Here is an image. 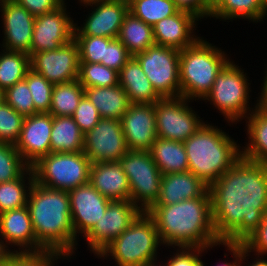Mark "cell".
I'll return each instance as SVG.
<instances>
[{
    "label": "cell",
    "mask_w": 267,
    "mask_h": 266,
    "mask_svg": "<svg viewBox=\"0 0 267 266\" xmlns=\"http://www.w3.org/2000/svg\"><path fill=\"white\" fill-rule=\"evenodd\" d=\"M209 193L216 236L226 244H242L267 213V164L241 157Z\"/></svg>",
    "instance_id": "obj_1"
},
{
    "label": "cell",
    "mask_w": 267,
    "mask_h": 266,
    "mask_svg": "<svg viewBox=\"0 0 267 266\" xmlns=\"http://www.w3.org/2000/svg\"><path fill=\"white\" fill-rule=\"evenodd\" d=\"M147 213L154 219L160 240L167 247L212 249L222 243L213 226L211 197L152 206Z\"/></svg>",
    "instance_id": "obj_2"
},
{
    "label": "cell",
    "mask_w": 267,
    "mask_h": 266,
    "mask_svg": "<svg viewBox=\"0 0 267 266\" xmlns=\"http://www.w3.org/2000/svg\"><path fill=\"white\" fill-rule=\"evenodd\" d=\"M26 206L37 242L45 250L71 258L78 239L72 226L68 191L44 187L34 181Z\"/></svg>",
    "instance_id": "obj_3"
},
{
    "label": "cell",
    "mask_w": 267,
    "mask_h": 266,
    "mask_svg": "<svg viewBox=\"0 0 267 266\" xmlns=\"http://www.w3.org/2000/svg\"><path fill=\"white\" fill-rule=\"evenodd\" d=\"M183 144L188 170L208 186L241 158V146L218 126L206 122Z\"/></svg>",
    "instance_id": "obj_4"
},
{
    "label": "cell",
    "mask_w": 267,
    "mask_h": 266,
    "mask_svg": "<svg viewBox=\"0 0 267 266\" xmlns=\"http://www.w3.org/2000/svg\"><path fill=\"white\" fill-rule=\"evenodd\" d=\"M225 51L201 37L191 46L180 50V96L202 100L211 90L216 75L230 61Z\"/></svg>",
    "instance_id": "obj_5"
},
{
    "label": "cell",
    "mask_w": 267,
    "mask_h": 266,
    "mask_svg": "<svg viewBox=\"0 0 267 266\" xmlns=\"http://www.w3.org/2000/svg\"><path fill=\"white\" fill-rule=\"evenodd\" d=\"M163 245L154 219L142 211L131 225L97 256L111 258L117 266H145L157 260V250Z\"/></svg>",
    "instance_id": "obj_6"
},
{
    "label": "cell",
    "mask_w": 267,
    "mask_h": 266,
    "mask_svg": "<svg viewBox=\"0 0 267 266\" xmlns=\"http://www.w3.org/2000/svg\"><path fill=\"white\" fill-rule=\"evenodd\" d=\"M244 73V69L230 60L216 75L211 90L202 99L210 101L228 123H238L258 106L256 103L255 107L250 108L248 104L251 83L248 82L247 73Z\"/></svg>",
    "instance_id": "obj_7"
},
{
    "label": "cell",
    "mask_w": 267,
    "mask_h": 266,
    "mask_svg": "<svg viewBox=\"0 0 267 266\" xmlns=\"http://www.w3.org/2000/svg\"><path fill=\"white\" fill-rule=\"evenodd\" d=\"M31 168L39 185L69 191L89 182L91 161L83 151L49 153Z\"/></svg>",
    "instance_id": "obj_8"
},
{
    "label": "cell",
    "mask_w": 267,
    "mask_h": 266,
    "mask_svg": "<svg viewBox=\"0 0 267 266\" xmlns=\"http://www.w3.org/2000/svg\"><path fill=\"white\" fill-rule=\"evenodd\" d=\"M118 162L127 175L130 200L141 211L147 212L160 196L162 178L150 151L128 150Z\"/></svg>",
    "instance_id": "obj_9"
},
{
    "label": "cell",
    "mask_w": 267,
    "mask_h": 266,
    "mask_svg": "<svg viewBox=\"0 0 267 266\" xmlns=\"http://www.w3.org/2000/svg\"><path fill=\"white\" fill-rule=\"evenodd\" d=\"M179 56L180 50L155 44L133 57L155 91L165 98L180 96Z\"/></svg>",
    "instance_id": "obj_10"
},
{
    "label": "cell",
    "mask_w": 267,
    "mask_h": 266,
    "mask_svg": "<svg viewBox=\"0 0 267 266\" xmlns=\"http://www.w3.org/2000/svg\"><path fill=\"white\" fill-rule=\"evenodd\" d=\"M185 97H165L156 101V132L161 139L184 142L193 135L204 121L192 110Z\"/></svg>",
    "instance_id": "obj_11"
},
{
    "label": "cell",
    "mask_w": 267,
    "mask_h": 266,
    "mask_svg": "<svg viewBox=\"0 0 267 266\" xmlns=\"http://www.w3.org/2000/svg\"><path fill=\"white\" fill-rule=\"evenodd\" d=\"M142 211L131 201H111L100 220L83 237L94 255H98L120 236Z\"/></svg>",
    "instance_id": "obj_12"
},
{
    "label": "cell",
    "mask_w": 267,
    "mask_h": 266,
    "mask_svg": "<svg viewBox=\"0 0 267 266\" xmlns=\"http://www.w3.org/2000/svg\"><path fill=\"white\" fill-rule=\"evenodd\" d=\"M65 1L55 10L35 17L30 56L59 49L74 39L75 23Z\"/></svg>",
    "instance_id": "obj_13"
},
{
    "label": "cell",
    "mask_w": 267,
    "mask_h": 266,
    "mask_svg": "<svg viewBox=\"0 0 267 266\" xmlns=\"http://www.w3.org/2000/svg\"><path fill=\"white\" fill-rule=\"evenodd\" d=\"M127 151L120 120L101 118L84 134L83 152L91 163L118 161Z\"/></svg>",
    "instance_id": "obj_14"
},
{
    "label": "cell",
    "mask_w": 267,
    "mask_h": 266,
    "mask_svg": "<svg viewBox=\"0 0 267 266\" xmlns=\"http://www.w3.org/2000/svg\"><path fill=\"white\" fill-rule=\"evenodd\" d=\"M31 69L53 84L68 83L79 77V50L74 39L56 50L30 56Z\"/></svg>",
    "instance_id": "obj_15"
},
{
    "label": "cell",
    "mask_w": 267,
    "mask_h": 266,
    "mask_svg": "<svg viewBox=\"0 0 267 266\" xmlns=\"http://www.w3.org/2000/svg\"><path fill=\"white\" fill-rule=\"evenodd\" d=\"M68 196L75 238L80 233L84 237L100 220L111 201L89 182L69 190Z\"/></svg>",
    "instance_id": "obj_16"
},
{
    "label": "cell",
    "mask_w": 267,
    "mask_h": 266,
    "mask_svg": "<svg viewBox=\"0 0 267 266\" xmlns=\"http://www.w3.org/2000/svg\"><path fill=\"white\" fill-rule=\"evenodd\" d=\"M0 12L4 29L1 48L30 56L35 17L15 0H0Z\"/></svg>",
    "instance_id": "obj_17"
},
{
    "label": "cell",
    "mask_w": 267,
    "mask_h": 266,
    "mask_svg": "<svg viewBox=\"0 0 267 266\" xmlns=\"http://www.w3.org/2000/svg\"><path fill=\"white\" fill-rule=\"evenodd\" d=\"M87 6L94 7L82 26L75 23L74 36L118 38L121 25L129 12L128 0L85 4Z\"/></svg>",
    "instance_id": "obj_18"
},
{
    "label": "cell",
    "mask_w": 267,
    "mask_h": 266,
    "mask_svg": "<svg viewBox=\"0 0 267 266\" xmlns=\"http://www.w3.org/2000/svg\"><path fill=\"white\" fill-rule=\"evenodd\" d=\"M52 124L53 116L50 113H36L24 118L15 147L29 167L51 153Z\"/></svg>",
    "instance_id": "obj_19"
},
{
    "label": "cell",
    "mask_w": 267,
    "mask_h": 266,
    "mask_svg": "<svg viewBox=\"0 0 267 266\" xmlns=\"http://www.w3.org/2000/svg\"><path fill=\"white\" fill-rule=\"evenodd\" d=\"M155 104H131L120 119L128 150L149 151L156 140Z\"/></svg>",
    "instance_id": "obj_20"
},
{
    "label": "cell",
    "mask_w": 267,
    "mask_h": 266,
    "mask_svg": "<svg viewBox=\"0 0 267 266\" xmlns=\"http://www.w3.org/2000/svg\"><path fill=\"white\" fill-rule=\"evenodd\" d=\"M0 237L4 247L9 252H40L45 250L35 238L27 206L0 214ZM8 245L17 246L19 250H9Z\"/></svg>",
    "instance_id": "obj_21"
},
{
    "label": "cell",
    "mask_w": 267,
    "mask_h": 266,
    "mask_svg": "<svg viewBox=\"0 0 267 266\" xmlns=\"http://www.w3.org/2000/svg\"><path fill=\"white\" fill-rule=\"evenodd\" d=\"M199 20L194 14L183 10L162 19L152 26L155 44L177 50L193 45L200 38L194 31Z\"/></svg>",
    "instance_id": "obj_22"
},
{
    "label": "cell",
    "mask_w": 267,
    "mask_h": 266,
    "mask_svg": "<svg viewBox=\"0 0 267 266\" xmlns=\"http://www.w3.org/2000/svg\"><path fill=\"white\" fill-rule=\"evenodd\" d=\"M160 196L153 206L177 204L185 199L210 197L209 186L192 172L164 174Z\"/></svg>",
    "instance_id": "obj_23"
},
{
    "label": "cell",
    "mask_w": 267,
    "mask_h": 266,
    "mask_svg": "<svg viewBox=\"0 0 267 266\" xmlns=\"http://www.w3.org/2000/svg\"><path fill=\"white\" fill-rule=\"evenodd\" d=\"M89 183L110 201L130 200L127 175L118 161L91 163Z\"/></svg>",
    "instance_id": "obj_24"
},
{
    "label": "cell",
    "mask_w": 267,
    "mask_h": 266,
    "mask_svg": "<svg viewBox=\"0 0 267 266\" xmlns=\"http://www.w3.org/2000/svg\"><path fill=\"white\" fill-rule=\"evenodd\" d=\"M118 77L131 104H152L162 98L133 56L118 72Z\"/></svg>",
    "instance_id": "obj_25"
},
{
    "label": "cell",
    "mask_w": 267,
    "mask_h": 266,
    "mask_svg": "<svg viewBox=\"0 0 267 266\" xmlns=\"http://www.w3.org/2000/svg\"><path fill=\"white\" fill-rule=\"evenodd\" d=\"M84 94L96 107L101 118L120 120L131 105L127 93L119 84L84 88Z\"/></svg>",
    "instance_id": "obj_26"
},
{
    "label": "cell",
    "mask_w": 267,
    "mask_h": 266,
    "mask_svg": "<svg viewBox=\"0 0 267 266\" xmlns=\"http://www.w3.org/2000/svg\"><path fill=\"white\" fill-rule=\"evenodd\" d=\"M246 119L248 143L241 149V157L267 164V114L257 106Z\"/></svg>",
    "instance_id": "obj_27"
},
{
    "label": "cell",
    "mask_w": 267,
    "mask_h": 266,
    "mask_svg": "<svg viewBox=\"0 0 267 266\" xmlns=\"http://www.w3.org/2000/svg\"><path fill=\"white\" fill-rule=\"evenodd\" d=\"M149 151L162 175L188 171L183 142L157 137Z\"/></svg>",
    "instance_id": "obj_28"
},
{
    "label": "cell",
    "mask_w": 267,
    "mask_h": 266,
    "mask_svg": "<svg viewBox=\"0 0 267 266\" xmlns=\"http://www.w3.org/2000/svg\"><path fill=\"white\" fill-rule=\"evenodd\" d=\"M84 133L71 116H53L50 148L51 153L82 152Z\"/></svg>",
    "instance_id": "obj_29"
},
{
    "label": "cell",
    "mask_w": 267,
    "mask_h": 266,
    "mask_svg": "<svg viewBox=\"0 0 267 266\" xmlns=\"http://www.w3.org/2000/svg\"><path fill=\"white\" fill-rule=\"evenodd\" d=\"M267 16V0H221L212 10L210 18L233 21L237 18L252 22ZM233 19V20H232Z\"/></svg>",
    "instance_id": "obj_30"
},
{
    "label": "cell",
    "mask_w": 267,
    "mask_h": 266,
    "mask_svg": "<svg viewBox=\"0 0 267 266\" xmlns=\"http://www.w3.org/2000/svg\"><path fill=\"white\" fill-rule=\"evenodd\" d=\"M118 39L132 56L155 45L153 27L130 12L124 18Z\"/></svg>",
    "instance_id": "obj_31"
},
{
    "label": "cell",
    "mask_w": 267,
    "mask_h": 266,
    "mask_svg": "<svg viewBox=\"0 0 267 266\" xmlns=\"http://www.w3.org/2000/svg\"><path fill=\"white\" fill-rule=\"evenodd\" d=\"M34 181L33 170L29 167L19 178L0 183V214L25 207Z\"/></svg>",
    "instance_id": "obj_32"
},
{
    "label": "cell",
    "mask_w": 267,
    "mask_h": 266,
    "mask_svg": "<svg viewBox=\"0 0 267 266\" xmlns=\"http://www.w3.org/2000/svg\"><path fill=\"white\" fill-rule=\"evenodd\" d=\"M84 95V87L78 79L54 84L49 113L52 116H72Z\"/></svg>",
    "instance_id": "obj_33"
},
{
    "label": "cell",
    "mask_w": 267,
    "mask_h": 266,
    "mask_svg": "<svg viewBox=\"0 0 267 266\" xmlns=\"http://www.w3.org/2000/svg\"><path fill=\"white\" fill-rule=\"evenodd\" d=\"M30 69V56L27 53L2 49L0 52V88L5 91L16 82L24 80Z\"/></svg>",
    "instance_id": "obj_34"
},
{
    "label": "cell",
    "mask_w": 267,
    "mask_h": 266,
    "mask_svg": "<svg viewBox=\"0 0 267 266\" xmlns=\"http://www.w3.org/2000/svg\"><path fill=\"white\" fill-rule=\"evenodd\" d=\"M128 5L133 16L151 26L179 11L173 0H128Z\"/></svg>",
    "instance_id": "obj_35"
},
{
    "label": "cell",
    "mask_w": 267,
    "mask_h": 266,
    "mask_svg": "<svg viewBox=\"0 0 267 266\" xmlns=\"http://www.w3.org/2000/svg\"><path fill=\"white\" fill-rule=\"evenodd\" d=\"M78 80L84 88L111 87L119 84L118 72L100 63L80 62Z\"/></svg>",
    "instance_id": "obj_36"
},
{
    "label": "cell",
    "mask_w": 267,
    "mask_h": 266,
    "mask_svg": "<svg viewBox=\"0 0 267 266\" xmlns=\"http://www.w3.org/2000/svg\"><path fill=\"white\" fill-rule=\"evenodd\" d=\"M28 168L14 144L0 142V183L19 178Z\"/></svg>",
    "instance_id": "obj_37"
},
{
    "label": "cell",
    "mask_w": 267,
    "mask_h": 266,
    "mask_svg": "<svg viewBox=\"0 0 267 266\" xmlns=\"http://www.w3.org/2000/svg\"><path fill=\"white\" fill-rule=\"evenodd\" d=\"M35 106L36 113H49L51 106V97L54 84L47 81L42 75L35 73L30 69L24 79Z\"/></svg>",
    "instance_id": "obj_38"
},
{
    "label": "cell",
    "mask_w": 267,
    "mask_h": 266,
    "mask_svg": "<svg viewBox=\"0 0 267 266\" xmlns=\"http://www.w3.org/2000/svg\"><path fill=\"white\" fill-rule=\"evenodd\" d=\"M67 259L58 252H10L1 266H54L58 259Z\"/></svg>",
    "instance_id": "obj_39"
},
{
    "label": "cell",
    "mask_w": 267,
    "mask_h": 266,
    "mask_svg": "<svg viewBox=\"0 0 267 266\" xmlns=\"http://www.w3.org/2000/svg\"><path fill=\"white\" fill-rule=\"evenodd\" d=\"M24 116L17 113L5 101L0 104V142H17L24 122Z\"/></svg>",
    "instance_id": "obj_40"
},
{
    "label": "cell",
    "mask_w": 267,
    "mask_h": 266,
    "mask_svg": "<svg viewBox=\"0 0 267 266\" xmlns=\"http://www.w3.org/2000/svg\"><path fill=\"white\" fill-rule=\"evenodd\" d=\"M4 99L17 113L24 117L35 114V106L25 80L16 82L4 91Z\"/></svg>",
    "instance_id": "obj_41"
},
{
    "label": "cell",
    "mask_w": 267,
    "mask_h": 266,
    "mask_svg": "<svg viewBox=\"0 0 267 266\" xmlns=\"http://www.w3.org/2000/svg\"><path fill=\"white\" fill-rule=\"evenodd\" d=\"M111 39L98 36H74L80 62L100 63L104 59L105 44H109Z\"/></svg>",
    "instance_id": "obj_42"
},
{
    "label": "cell",
    "mask_w": 267,
    "mask_h": 266,
    "mask_svg": "<svg viewBox=\"0 0 267 266\" xmlns=\"http://www.w3.org/2000/svg\"><path fill=\"white\" fill-rule=\"evenodd\" d=\"M132 55L118 38H112L109 44H105L104 59L100 64L119 72L122 67L131 59Z\"/></svg>",
    "instance_id": "obj_43"
},
{
    "label": "cell",
    "mask_w": 267,
    "mask_h": 266,
    "mask_svg": "<svg viewBox=\"0 0 267 266\" xmlns=\"http://www.w3.org/2000/svg\"><path fill=\"white\" fill-rule=\"evenodd\" d=\"M71 117L84 134L91 130L101 119L98 110L86 95L82 97Z\"/></svg>",
    "instance_id": "obj_44"
},
{
    "label": "cell",
    "mask_w": 267,
    "mask_h": 266,
    "mask_svg": "<svg viewBox=\"0 0 267 266\" xmlns=\"http://www.w3.org/2000/svg\"><path fill=\"white\" fill-rule=\"evenodd\" d=\"M210 248H184L180 247L173 253L167 262V266H204L205 263L201 260L202 253Z\"/></svg>",
    "instance_id": "obj_45"
},
{
    "label": "cell",
    "mask_w": 267,
    "mask_h": 266,
    "mask_svg": "<svg viewBox=\"0 0 267 266\" xmlns=\"http://www.w3.org/2000/svg\"><path fill=\"white\" fill-rule=\"evenodd\" d=\"M248 252L258 256L267 255V213L257 229L242 243Z\"/></svg>",
    "instance_id": "obj_46"
},
{
    "label": "cell",
    "mask_w": 267,
    "mask_h": 266,
    "mask_svg": "<svg viewBox=\"0 0 267 266\" xmlns=\"http://www.w3.org/2000/svg\"><path fill=\"white\" fill-rule=\"evenodd\" d=\"M179 10L194 14L200 20L210 17L212 8L209 0H173Z\"/></svg>",
    "instance_id": "obj_47"
},
{
    "label": "cell",
    "mask_w": 267,
    "mask_h": 266,
    "mask_svg": "<svg viewBox=\"0 0 267 266\" xmlns=\"http://www.w3.org/2000/svg\"><path fill=\"white\" fill-rule=\"evenodd\" d=\"M26 8L34 17L43 15L58 8L64 0H15Z\"/></svg>",
    "instance_id": "obj_48"
},
{
    "label": "cell",
    "mask_w": 267,
    "mask_h": 266,
    "mask_svg": "<svg viewBox=\"0 0 267 266\" xmlns=\"http://www.w3.org/2000/svg\"><path fill=\"white\" fill-rule=\"evenodd\" d=\"M221 245H224L228 252H232L231 254L235 260L231 263L226 262L225 260V262L221 265L218 264L217 266H241V264H243V260L245 261L246 257L250 256V252H248L242 244H226L222 242Z\"/></svg>",
    "instance_id": "obj_49"
},
{
    "label": "cell",
    "mask_w": 267,
    "mask_h": 266,
    "mask_svg": "<svg viewBox=\"0 0 267 266\" xmlns=\"http://www.w3.org/2000/svg\"><path fill=\"white\" fill-rule=\"evenodd\" d=\"M260 96L256 101L258 103V107L267 114V93H259Z\"/></svg>",
    "instance_id": "obj_50"
},
{
    "label": "cell",
    "mask_w": 267,
    "mask_h": 266,
    "mask_svg": "<svg viewBox=\"0 0 267 266\" xmlns=\"http://www.w3.org/2000/svg\"><path fill=\"white\" fill-rule=\"evenodd\" d=\"M1 239V238H0ZM10 252L4 247L2 241L0 240V266L3 264V262L6 259V256L9 254Z\"/></svg>",
    "instance_id": "obj_51"
},
{
    "label": "cell",
    "mask_w": 267,
    "mask_h": 266,
    "mask_svg": "<svg viewBox=\"0 0 267 266\" xmlns=\"http://www.w3.org/2000/svg\"><path fill=\"white\" fill-rule=\"evenodd\" d=\"M257 256L256 258H254V262L248 266H267V260L265 259L266 257L261 256ZM264 258V259H263ZM256 260V261H255Z\"/></svg>",
    "instance_id": "obj_52"
},
{
    "label": "cell",
    "mask_w": 267,
    "mask_h": 266,
    "mask_svg": "<svg viewBox=\"0 0 267 266\" xmlns=\"http://www.w3.org/2000/svg\"><path fill=\"white\" fill-rule=\"evenodd\" d=\"M106 1H115V0H79V2L84 6L85 4H93L98 2H106Z\"/></svg>",
    "instance_id": "obj_53"
},
{
    "label": "cell",
    "mask_w": 267,
    "mask_h": 266,
    "mask_svg": "<svg viewBox=\"0 0 267 266\" xmlns=\"http://www.w3.org/2000/svg\"><path fill=\"white\" fill-rule=\"evenodd\" d=\"M265 76H264V80H263V84H262V87H261V92L260 93H267V69H266V72H265Z\"/></svg>",
    "instance_id": "obj_54"
},
{
    "label": "cell",
    "mask_w": 267,
    "mask_h": 266,
    "mask_svg": "<svg viewBox=\"0 0 267 266\" xmlns=\"http://www.w3.org/2000/svg\"><path fill=\"white\" fill-rule=\"evenodd\" d=\"M156 261L157 260H152L148 262L145 266H163V265H159ZM164 266H167V263Z\"/></svg>",
    "instance_id": "obj_55"
},
{
    "label": "cell",
    "mask_w": 267,
    "mask_h": 266,
    "mask_svg": "<svg viewBox=\"0 0 267 266\" xmlns=\"http://www.w3.org/2000/svg\"><path fill=\"white\" fill-rule=\"evenodd\" d=\"M221 0H209V4L213 9Z\"/></svg>",
    "instance_id": "obj_56"
},
{
    "label": "cell",
    "mask_w": 267,
    "mask_h": 266,
    "mask_svg": "<svg viewBox=\"0 0 267 266\" xmlns=\"http://www.w3.org/2000/svg\"><path fill=\"white\" fill-rule=\"evenodd\" d=\"M4 101H5V99H4V90L2 88H0V104L2 102H4Z\"/></svg>",
    "instance_id": "obj_57"
}]
</instances>
